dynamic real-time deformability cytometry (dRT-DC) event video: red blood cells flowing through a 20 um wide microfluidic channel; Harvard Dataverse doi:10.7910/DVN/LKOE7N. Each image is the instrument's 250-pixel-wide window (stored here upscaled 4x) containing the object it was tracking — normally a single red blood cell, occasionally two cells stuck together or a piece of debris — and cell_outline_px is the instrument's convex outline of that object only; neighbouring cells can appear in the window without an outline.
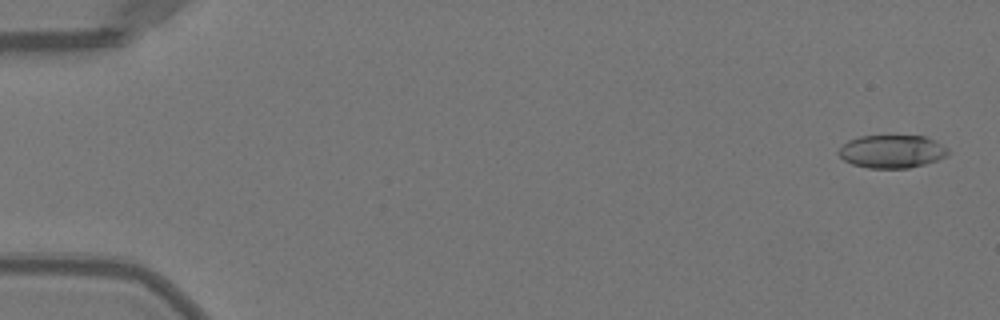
{"species": "Egyptian fruit bat (a non-hibernating species)", "species_latin": "Rousettus aegyptiacus", "temperature_condition": "warm", "stored_images_in_passage": 51, "camera_frame_rate_fps": 3000, "um_per_image_px": 0.085, "animal": {"sex": "female"}, "frame": {"image": 1, "passage_image": 2, "time_ms": 0.333, "image_size_px": [1000, 320], "cell_outline_px": [[948, 156], [924, 164], [908, 168], [868, 168], [852, 164], [844, 160], [836, 152], [848, 140], [860, 136], [924, 136], [948, 148]], "centroid_in_image_um": [75.78, 12.88], "position_along_channel_um": 9.2, "area_um2": 20.92}}
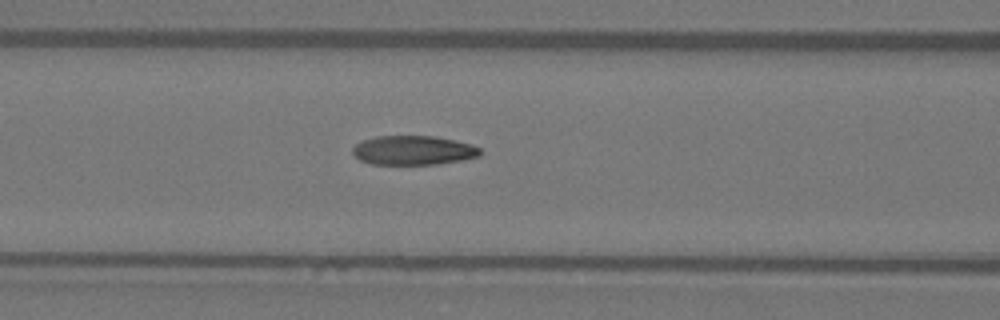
{"frame": {"image": 2, "passage_image": 22, "time_ms": 7.0, "image_size_px": [1000, 320], "cell_outline_px": [[480, 156], [464, 160], [436, 164], [372, 164], [360, 160], [352, 152], [352, 148], [356, 144], [364, 140], [376, 136], [432, 136], [472, 144], [480, 148]], "centroid_in_image_um": [35.14, 12.78], "position_along_channel_um": 131.5, "area_um2": 21.62}}
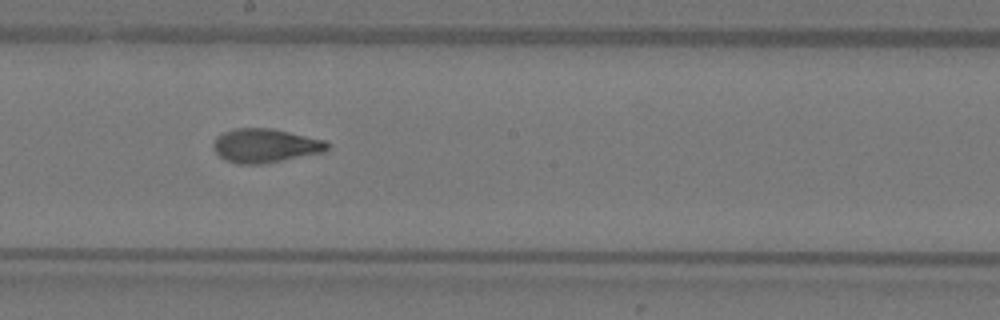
{"frame": {"image": 3, "passage_image": 29, "time_ms": 9.333, "image_size_px": [1000, 320], "cell_outline_px": [[328, 148], [324, 152], [260, 164], [236, 164], [224, 160], [212, 148], [212, 144], [216, 136], [224, 132], [236, 128], [272, 128], [328, 140]], "centroid_in_image_um": [22.53, 12.37], "position_along_channel_um": 225.7, "area_um2": 22.66}, "authors_computed_cell_mechanics": {"area_um2": 22.1952, "velocity_mm_per_s": 4.0482, "shape_relaxation_time_tau1_ms": 5.5394, "shape_relaxation_time_tau2_ms": 1.1076, "deformation_change_tau1": 0.2328, "deformation_change_tau2": 0.074}}